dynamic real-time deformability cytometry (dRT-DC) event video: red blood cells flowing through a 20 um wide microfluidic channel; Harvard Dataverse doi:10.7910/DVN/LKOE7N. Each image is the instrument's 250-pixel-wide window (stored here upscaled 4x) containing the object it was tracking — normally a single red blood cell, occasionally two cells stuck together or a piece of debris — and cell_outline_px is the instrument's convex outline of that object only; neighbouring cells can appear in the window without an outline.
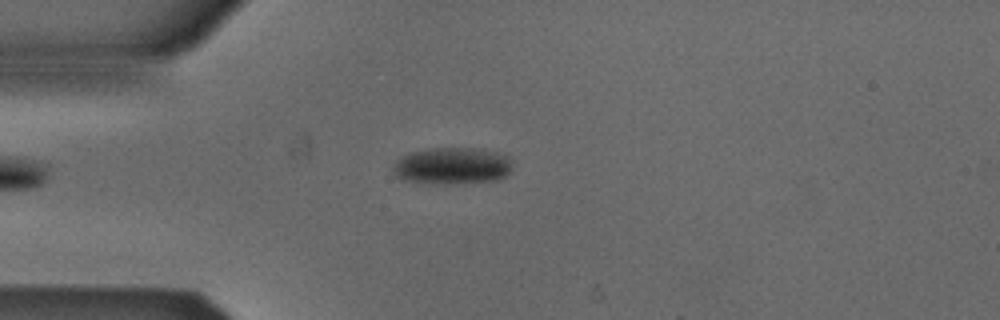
{"species": "Egyptian fruit bat (a non-hibernating species)", "species_latin": "Rousettus aegyptiacus", "temperature_condition": "cold", "stored_images_in_passage": 2, "camera_frame_rate_fps": 3000, "um_per_image_px": 0.085, "animal": {"sex": "male"}, "frame": {"image": 1, "passage_image": 1, "time_ms": 0.0, "image_size_px": [1000, 320], "cell_outline_px": [[512, 168], [504, 176], [496, 180], [444, 184], [428, 184], [408, 180], [396, 176], [392, 168], [396, 160], [412, 152], [432, 148], [472, 148], [496, 152], [508, 156]], "centroid_in_image_um": [38.42, 14.1], "position_along_channel_um": 46.6, "area_um2": 25.32}}